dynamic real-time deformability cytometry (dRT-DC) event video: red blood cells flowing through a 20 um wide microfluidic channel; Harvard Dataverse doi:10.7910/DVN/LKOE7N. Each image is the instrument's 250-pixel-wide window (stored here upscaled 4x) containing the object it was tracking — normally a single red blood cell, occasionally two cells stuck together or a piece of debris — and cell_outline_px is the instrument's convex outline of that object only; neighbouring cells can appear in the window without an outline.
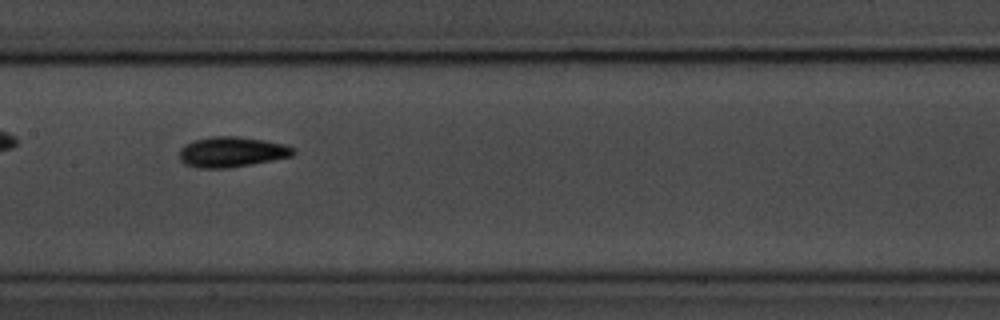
{"species": "common noctule bat (a hibernating species)", "species_latin": "Nyctalus noctula", "temperature_condition": "room temperature", "stored_images_in_passage": 42, "camera_frame_rate_fps": 3000, "um_per_image_px": 0.085, "animal": {"sex": "male", "body_mass_g": 20.1, "forearm_length_mm": 53.5}, "frame": {"image": 1, "passage_image": 13, "time_ms": 4.0, "image_size_px": [1000, 320], "cell_outline_px": [[296, 152], [292, 156], [252, 164], [228, 168], [196, 168], [184, 164], [180, 160], [180, 148], [184, 144], [196, 140], [212, 136], [236, 136], [264, 140], [284, 144], [296, 148]], "centroid_in_image_um": [19.7, 12.92], "position_along_channel_um": 187.7, "area_um2": 20.23}}
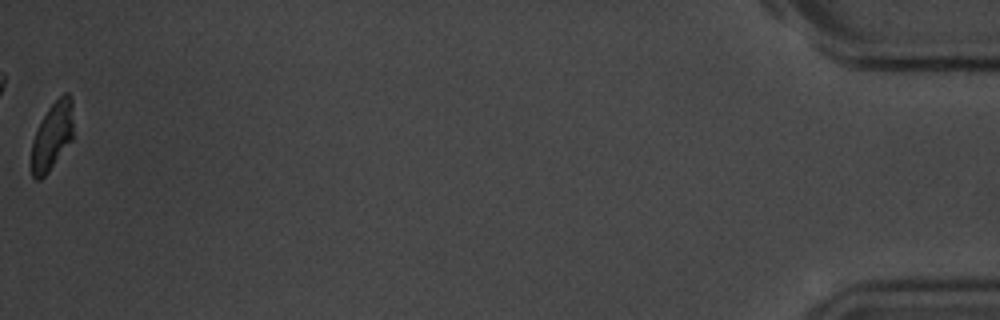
{"frame": {"image": 2, "passage_image": 42, "time_ms": 13.667, "image_size_px": [1000, 320], "cell_outline_px": [[72, 140], [48, 172], [40, 180], [36, 180], [32, 176], [32, 140], [48, 108], [64, 92], [68, 92], [72, 96]], "centroid_in_image_um": [4.45, 11.56], "position_along_channel_um": 430.8, "area_um2": 16.3}, "authors_computed_cell_mechanics": {"area_um2": 18.4382, "velocity_mm_per_s": 3.5287, "shape_relaxation_time_tau1_ms": 2.4019, "shape_relaxation_time_tau2_ms": 3.4093, "deformation_change_tau1": 0.1161, "deformation_change_tau2": 0.0689}}